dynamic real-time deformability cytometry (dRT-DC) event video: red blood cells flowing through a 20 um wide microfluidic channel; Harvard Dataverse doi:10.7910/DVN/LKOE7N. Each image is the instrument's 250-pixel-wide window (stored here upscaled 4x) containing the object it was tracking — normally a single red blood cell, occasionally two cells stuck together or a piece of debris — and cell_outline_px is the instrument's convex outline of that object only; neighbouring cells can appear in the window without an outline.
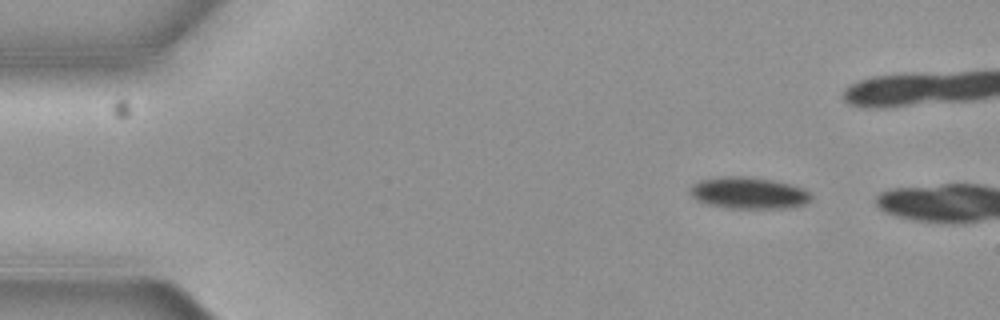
{"species": "common noctule bat (a hibernating species)", "species_latin": "Nyctalus noctula", "temperature_condition": "cold", "stored_images_in_passage": 2, "camera_frame_rate_fps": 3000, "um_per_image_px": 0.085, "animal": {"sex": "female", "body_mass_g": 19.3, "forearm_length_mm": 54.1}, "frame": {"image": 1, "passage_image": 1, "time_ms": 0.0, "image_size_px": [1000, 320], "cell_outline_px": [[812, 196], [804, 204], [792, 208], [728, 208], [704, 204], [696, 200], [688, 192], [688, 188], [692, 184], [700, 180], [720, 176], [748, 176], [772, 180], [804, 188]], "centroid_in_image_um": [63.56, 16.4], "position_along_channel_um": 21.4, "area_um2": 22.6}}